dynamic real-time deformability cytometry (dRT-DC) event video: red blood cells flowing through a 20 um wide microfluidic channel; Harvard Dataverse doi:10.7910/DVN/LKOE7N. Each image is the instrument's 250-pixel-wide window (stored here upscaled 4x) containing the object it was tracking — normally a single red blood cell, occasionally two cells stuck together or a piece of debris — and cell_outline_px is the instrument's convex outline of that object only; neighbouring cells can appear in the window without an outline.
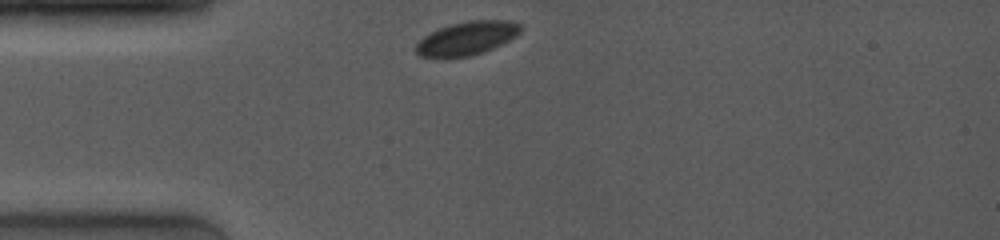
{"species": "common noctule bat (a hibernating species)", "species_latin": "Nyctalus noctula", "temperature_condition": "room temperature", "stored_images_in_passage": 2, "camera_frame_rate_fps": 4000, "um_per_image_px": 0.085, "animal": {"sex": "female", "body_mass_g": 19.0, "forearm_length_mm": 53.3}, "frame": {"image": 1, "passage_image": 1, "time_ms": 0.0, "image_size_px": [1000, 240], "cell_outline_px": [[520, 32], [516, 36], [492, 48], [468, 56], [444, 60], [420, 56], [416, 52], [416, 44], [424, 36], [440, 28], [452, 24], [468, 20], [508, 20], [520, 24]], "centroid_in_image_um": [39.63, 3.28], "position_along_channel_um": 45.4, "area_um2": 20.46}}